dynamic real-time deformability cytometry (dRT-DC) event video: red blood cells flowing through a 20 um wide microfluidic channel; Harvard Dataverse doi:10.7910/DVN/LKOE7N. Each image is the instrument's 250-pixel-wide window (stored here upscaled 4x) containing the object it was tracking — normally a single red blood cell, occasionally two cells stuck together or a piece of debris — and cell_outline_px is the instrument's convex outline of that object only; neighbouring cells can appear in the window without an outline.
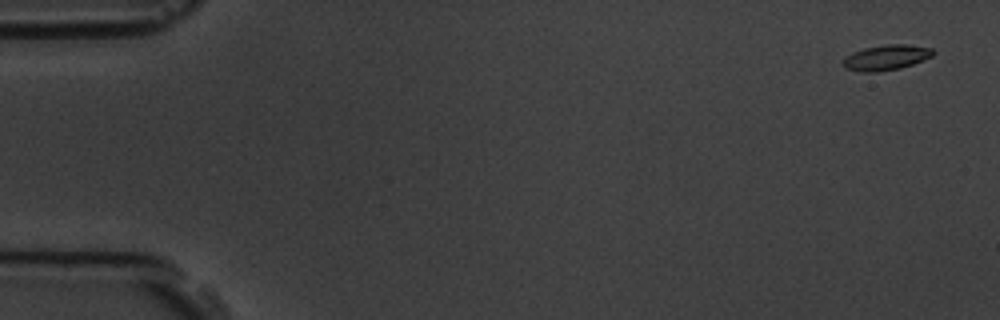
{"species": "common noctule bat (a hibernating species)", "species_latin": "Nyctalus noctula", "temperature_condition": "room temperature", "stored_images_in_passage": 6, "camera_frame_rate_fps": 3000, "um_per_image_px": 0.085, "animal": {"sex": "male", "body_mass_g": 19.5, "forearm_length_mm": 54.6}, "frame": {"image": 1, "passage_image": 1, "time_ms": 0.0, "image_size_px": [1000, 320], "cell_outline_px": [[936, 52], [932, 56], [912, 64], [900, 68], [876, 72], [860, 72], [844, 68], [840, 64], [852, 52], [864, 48], [888, 44], [908, 44], [932, 48]], "centroid_in_image_um": [75.31, 4.89], "position_along_channel_um": 9.7, "area_um2": 13.29}}
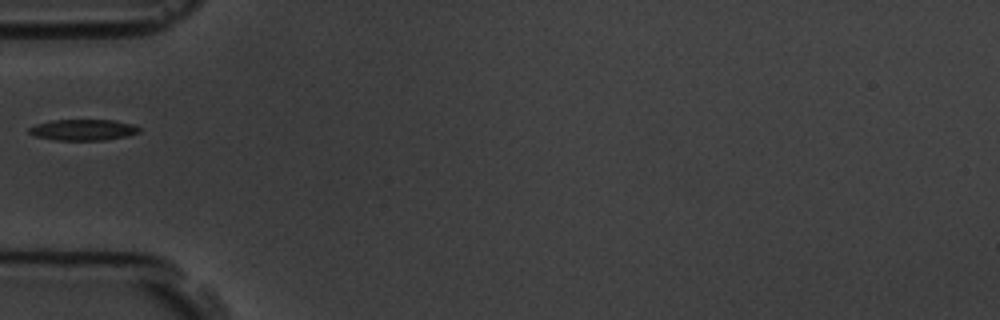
{"frame": {"image": 2, "passage_image": 5, "time_ms": 5.667, "image_size_px": [1000, 320], "cell_outline_px": [[140, 132], [128, 136], [104, 140], [56, 140], [36, 136], [28, 132], [28, 128], [36, 124], [52, 120], [116, 120], [132, 124], [140, 128]], "centroid_in_image_um": [7.09, 11.03], "position_along_channel_um": 77.9, "area_um2": 13.53}}
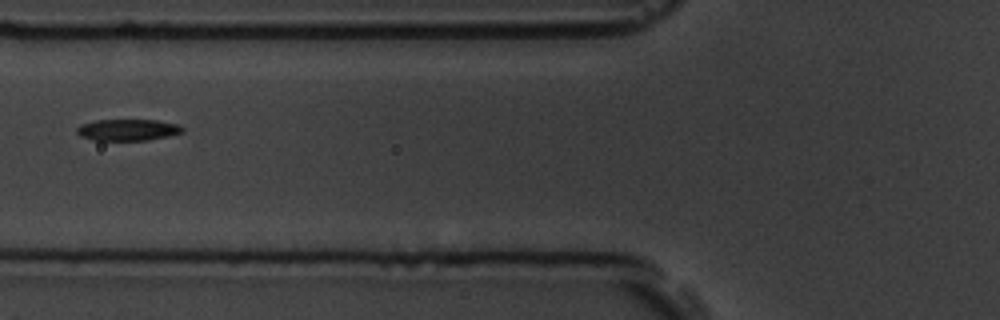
{"frame": {"image": 3, "passage_image": 6, "time_ms": 6.667, "image_size_px": [1000, 320], "cell_outline_px": [[184, 132], [168, 136], [148, 140], [92, 140], [80, 136], [76, 132], [76, 128], [80, 124], [96, 120], [156, 120], [180, 124], [184, 128]], "centroid_in_image_um": [10.87, 11.03], "position_along_channel_um": 114.9, "area_um2": 13.35}}